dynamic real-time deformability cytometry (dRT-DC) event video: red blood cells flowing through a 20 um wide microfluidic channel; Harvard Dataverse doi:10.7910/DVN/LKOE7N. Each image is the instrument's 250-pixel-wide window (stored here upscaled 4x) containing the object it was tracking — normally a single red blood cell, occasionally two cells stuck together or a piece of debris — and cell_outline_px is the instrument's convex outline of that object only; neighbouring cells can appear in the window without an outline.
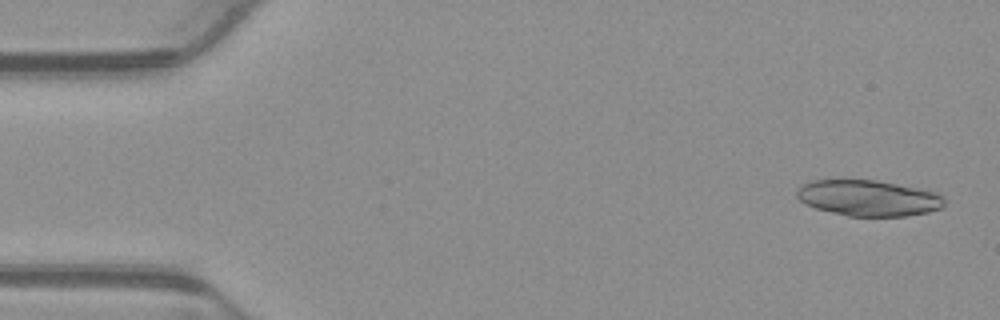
{"species": "common noctule bat (a hibernating species)", "species_latin": "Nyctalus noctula", "temperature_condition": "warm", "stored_images_in_passage": 51, "segment_of_instrument_passage": [1, 2], "camera_frame_rate_fps": 3000, "um_per_image_px": 0.085, "animal": {"sex": "male", "body_mass_g": 23.1, "forearm_length_mm": 52.7}, "frame": {"image": 1, "passage_image": 2, "time_ms": 0.333, "image_size_px": [1000, 320], "cell_outline_px": [[944, 204], [940, 208], [928, 212], [908, 216], [848, 216], [816, 208], [804, 204], [796, 196], [796, 192], [804, 184], [812, 180], [876, 180], [896, 184], [932, 192], [940, 196], [944, 200]], "centroid_in_image_um": [73.76, 16.84], "position_along_channel_um": 11.2, "area_um2": 30.4}}